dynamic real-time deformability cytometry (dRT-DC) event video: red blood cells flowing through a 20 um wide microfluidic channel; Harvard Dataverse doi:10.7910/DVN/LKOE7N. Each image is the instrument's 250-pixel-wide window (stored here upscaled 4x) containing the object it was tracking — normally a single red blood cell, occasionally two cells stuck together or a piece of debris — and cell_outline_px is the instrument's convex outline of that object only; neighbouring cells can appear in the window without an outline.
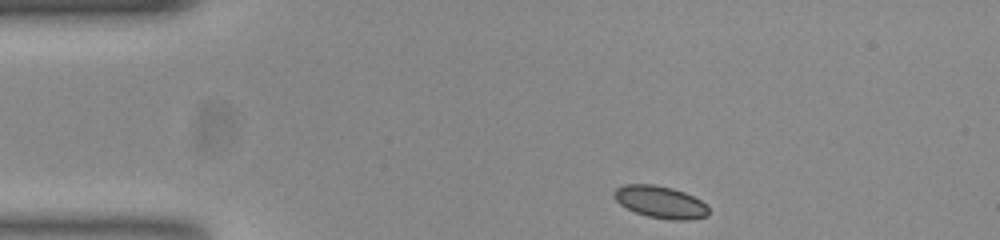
{"species": "common noctule bat (a hibernating species)", "species_latin": "Nyctalus noctula", "temperature_condition": "room temperature", "stored_images_in_passage": 46, "camera_frame_rate_fps": 3000, "um_per_image_px": 0.085, "animal": {"sex": "female", "body_mass_g": 23.0, "forearm_length_mm": 53.4}, "frame": {"image": 1, "passage_image": 1, "time_ms": 0.0, "image_size_px": [1000, 240], "cell_outline_px": [[708, 216], [688, 220], [672, 220], [648, 216], [636, 212], [620, 204], [612, 196], [616, 188], [624, 184], [652, 184], [672, 188], [684, 192], [700, 200], [708, 208]], "centroid_in_image_um": [56.12, 17.17], "position_along_channel_um": 28.9, "area_um2": 17.57}}
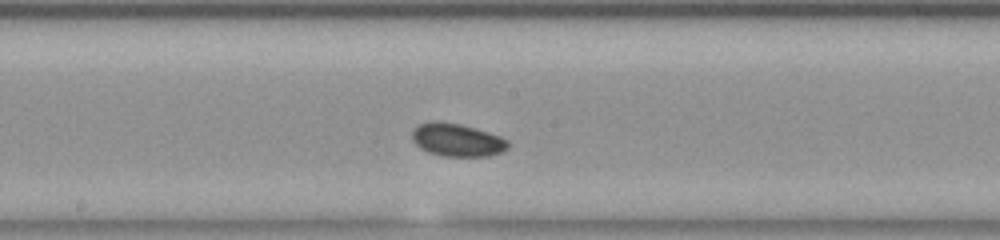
{"frame": {"image": 2, "passage_image": 20, "time_ms": 6.333, "image_size_px": [1000, 240], "cell_outline_px": [[508, 148], [500, 152], [488, 156], [440, 156], [428, 152], [420, 148], [412, 140], [412, 132], [420, 124], [432, 120], [460, 124], [476, 128], [500, 136], [508, 140]], "centroid_in_image_um": [38.84, 11.9], "position_along_channel_um": 209.4, "area_um2": 18.38}}
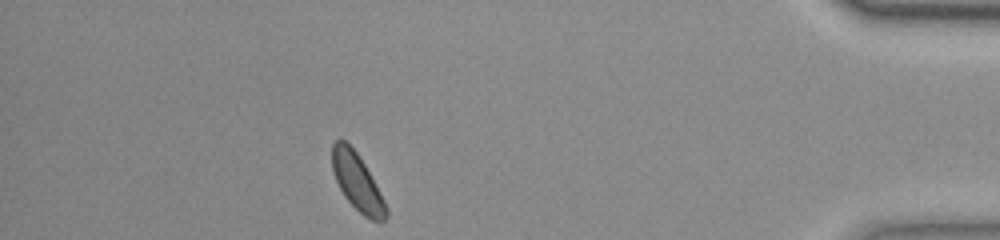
{"frame": {"image": 3, "passage_image": 40, "time_ms": 13.0, "image_size_px": [1000, 240], "cell_outline_px": [[388, 216], [384, 220], [372, 220], [364, 216], [344, 196], [336, 180], [332, 168], [332, 144], [336, 140], [344, 140], [356, 152], [364, 164], [384, 200], [388, 208]], "centroid_in_image_um": [30.36, 15.48], "position_along_channel_um": 404.8, "area_um2": 17.46}, "authors_computed_cell_mechanics": {"area_um2": 17.8602, "velocity_mm_per_s": 3.7131, "shape_relaxation_time_tau1_ms": 0.9741, "shape_relaxation_time_tau2_ms": null, "deformation_change_tau1": 0.0323, "deformation_change_tau2": null}}